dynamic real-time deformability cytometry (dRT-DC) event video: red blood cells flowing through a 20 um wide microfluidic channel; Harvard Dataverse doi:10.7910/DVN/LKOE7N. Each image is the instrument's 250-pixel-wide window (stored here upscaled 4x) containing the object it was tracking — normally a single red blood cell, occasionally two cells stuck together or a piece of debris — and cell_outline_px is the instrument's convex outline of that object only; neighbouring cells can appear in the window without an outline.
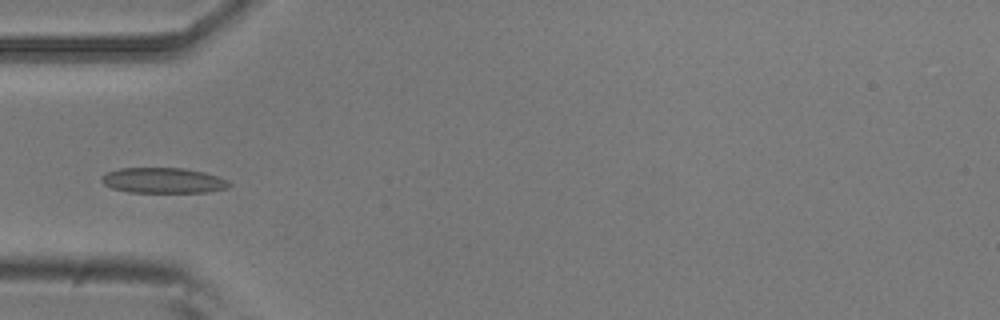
{"species": "common noctule bat (a hibernating species)", "species_latin": "Nyctalus noctula", "temperature_condition": "room temperature", "stored_images_in_passage": 6, "camera_frame_rate_fps": 3000, "um_per_image_px": 0.085, "animal": {"sex": "male", "body_mass_g": 20.5, "forearm_length_mm": 52.5}, "frame": {"image": 1, "passage_image": 5, "time_ms": 1.333, "image_size_px": [1000, 320], "cell_outline_px": [[232, 184], [228, 188], [204, 192], [128, 192], [112, 188], [104, 184], [100, 180], [100, 176], [108, 172], [120, 168], [184, 168], [204, 172], [228, 180]], "centroid_in_image_um": [13.86, 15.34], "position_along_channel_um": 71.1, "area_um2": 18.9}}
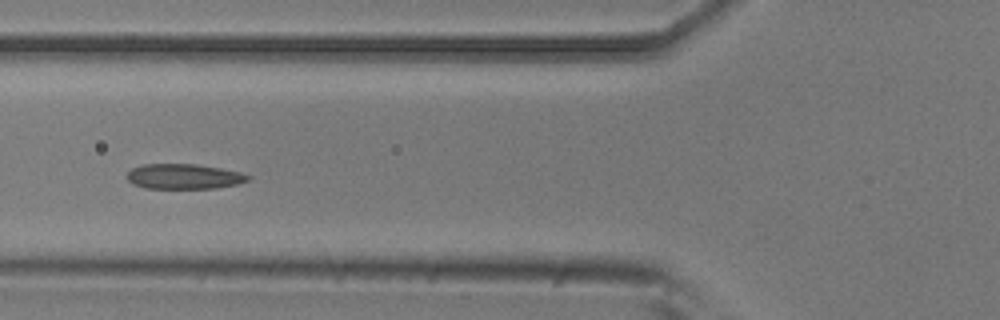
{"frame": {"image": 2, "passage_image": 6, "time_ms": 1.667, "image_size_px": [1000, 320], "cell_outline_px": [[252, 180], [236, 184], [216, 188], [144, 188], [132, 184], [128, 180], [128, 172], [132, 168], [144, 164], [196, 164], [220, 168], [240, 172], [252, 176]], "centroid_in_image_um": [15.66, 15.0], "position_along_channel_um": 110.1, "area_um2": 17.74}}